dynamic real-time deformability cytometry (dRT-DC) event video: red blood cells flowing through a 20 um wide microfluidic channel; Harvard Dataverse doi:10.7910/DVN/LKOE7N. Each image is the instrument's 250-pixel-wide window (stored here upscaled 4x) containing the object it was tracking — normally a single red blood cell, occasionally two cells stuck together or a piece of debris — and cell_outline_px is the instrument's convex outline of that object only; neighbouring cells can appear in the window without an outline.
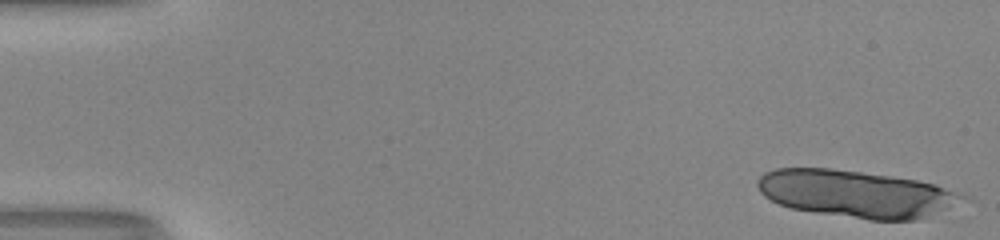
{"species": "human", "species_latin": "Homo sapiens", "temperature_condition": "room temperature", "stored_images_in_passage": 16, "camera_frame_rate_fps": 3000, "um_per_image_px": 0.085, "donor": {"sex": "male"}, "frame": {"image": 1, "passage_image": 1, "time_ms": 0.0, "image_size_px": [1000, 240], "cell_outline_px": [[972, 200], [916, 220], [868, 220], [816, 212], [792, 208], [780, 204], [764, 196], [760, 192], [756, 184], [756, 180], [764, 172], [776, 168], [832, 168], [892, 176], [916, 180], [936, 184], [972, 196]], "centroid_in_image_um": [72.85, 16.47], "position_along_channel_um": 12.2, "area_um2": 56.82}}